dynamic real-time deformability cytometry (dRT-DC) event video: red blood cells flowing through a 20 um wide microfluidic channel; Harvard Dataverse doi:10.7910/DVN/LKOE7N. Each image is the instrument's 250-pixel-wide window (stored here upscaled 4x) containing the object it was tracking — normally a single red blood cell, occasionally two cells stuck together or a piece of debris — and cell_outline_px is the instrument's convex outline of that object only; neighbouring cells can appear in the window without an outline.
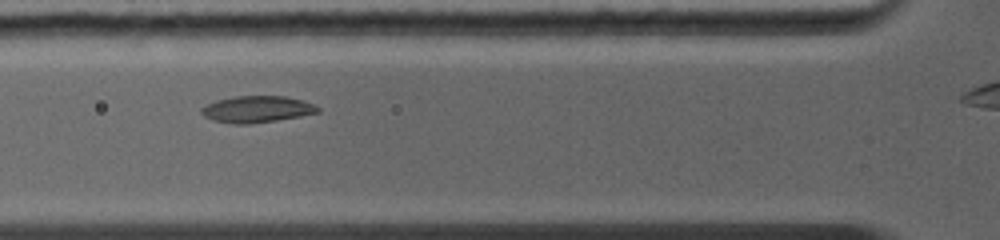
{"species": "common noctule bat (a hibernating species)", "species_latin": "Nyctalus noctula", "temperature_condition": "warm", "stored_images_in_passage": 10, "camera_frame_rate_fps": 5000, "um_per_image_px": 0.085, "animal": {"sex": "female", "body_mass_g": 19.0, "forearm_length_mm": 56.7}, "frame": {"image": 1, "passage_image": 4, "time_ms": 0.8, "image_size_px": [1000, 240], "cell_outline_px": [[320, 112], [300, 116], [276, 120], [248, 124], [232, 124], [212, 120], [204, 116], [200, 112], [200, 108], [216, 100], [236, 96], [284, 96], [304, 100], [320, 108]], "centroid_in_image_um": [21.82, 9.28], "position_along_channel_um": 104.0, "area_um2": 18.03}}
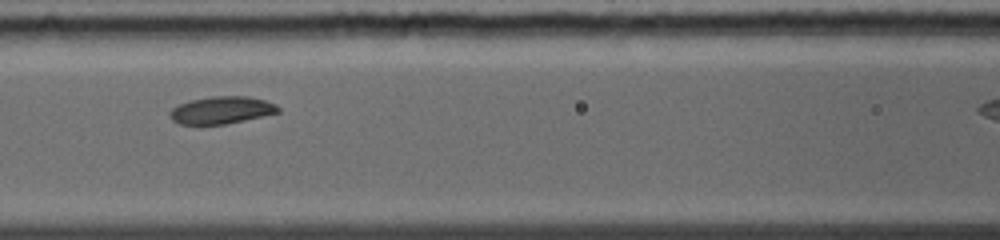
{"frame": {"image": 2, "passage_image": 7, "time_ms": 1.8, "image_size_px": [1000, 240], "cell_outline_px": [[280, 112], [244, 120], [224, 124], [180, 124], [172, 120], [168, 116], [168, 112], [172, 108], [180, 104], [192, 100], [212, 96], [248, 96], [264, 100], [276, 104], [280, 108]], "centroid_in_image_um": [18.82, 9.36], "position_along_channel_um": 147.8, "area_um2": 17.17}}